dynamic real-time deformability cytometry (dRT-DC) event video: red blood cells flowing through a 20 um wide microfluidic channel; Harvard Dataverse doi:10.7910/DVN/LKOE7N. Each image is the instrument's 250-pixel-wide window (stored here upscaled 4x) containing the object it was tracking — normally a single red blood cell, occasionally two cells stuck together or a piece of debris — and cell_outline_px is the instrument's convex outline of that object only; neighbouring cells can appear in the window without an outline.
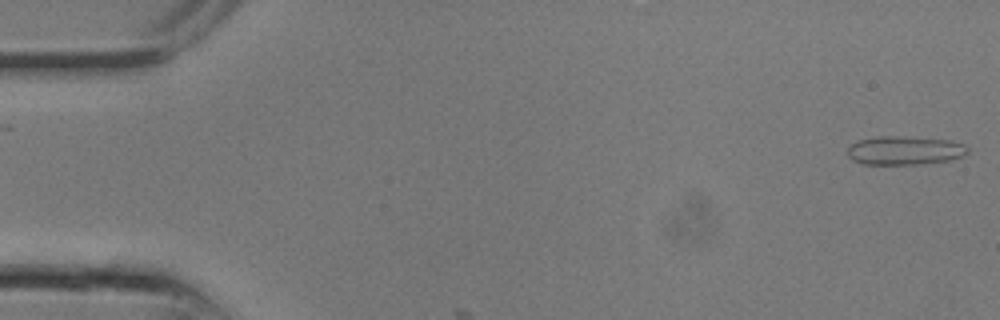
{"species": "common noctule bat (a hibernating species)", "species_latin": "Nyctalus noctula", "temperature_condition": "room temperature", "stored_images_in_passage": 3, "camera_frame_rate_fps": 3000, "um_per_image_px": 0.085, "animal": {"sex": "male", "body_mass_g": 13.3}, "frame": {"image": 1, "passage_image": 1, "time_ms": 0.0, "image_size_px": [1000, 320], "cell_outline_px": [[968, 152], [964, 156], [952, 160], [924, 164], [864, 164], [852, 160], [848, 156], [848, 148], [852, 144], [860, 140], [880, 136], [900, 136], [952, 140], [964, 144], [968, 148]], "centroid_in_image_um": [76.95, 12.79], "position_along_channel_um": 8.0, "area_um2": 20.23}}